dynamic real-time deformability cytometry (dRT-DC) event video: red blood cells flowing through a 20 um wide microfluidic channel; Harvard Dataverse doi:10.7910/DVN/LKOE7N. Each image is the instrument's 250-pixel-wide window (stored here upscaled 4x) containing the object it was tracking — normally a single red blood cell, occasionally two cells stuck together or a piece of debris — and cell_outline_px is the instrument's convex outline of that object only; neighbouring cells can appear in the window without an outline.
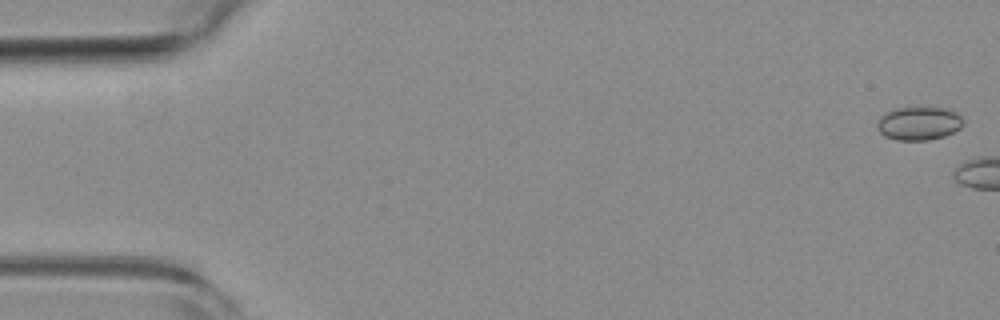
{"species": "common noctule bat (a hibernating species)", "species_latin": "Nyctalus noctula", "temperature_condition": "room temperature", "stored_images_in_passage": 5, "camera_frame_rate_fps": 3000, "um_per_image_px": 0.085, "animal": {"sex": "female", "body_mass_g": 19.3, "forearm_length_mm": 54.1}, "frame": {"image": 1, "passage_image": 1, "time_ms": 0.0, "image_size_px": [1000, 320], "cell_outline_px": [[964, 124], [960, 128], [944, 136], [928, 140], [896, 140], [884, 136], [880, 132], [876, 124], [880, 116], [892, 108], [944, 108], [956, 112], [964, 120]], "centroid_in_image_um": [78.09, 10.49], "position_along_channel_um": 6.9, "area_um2": 16.76}}